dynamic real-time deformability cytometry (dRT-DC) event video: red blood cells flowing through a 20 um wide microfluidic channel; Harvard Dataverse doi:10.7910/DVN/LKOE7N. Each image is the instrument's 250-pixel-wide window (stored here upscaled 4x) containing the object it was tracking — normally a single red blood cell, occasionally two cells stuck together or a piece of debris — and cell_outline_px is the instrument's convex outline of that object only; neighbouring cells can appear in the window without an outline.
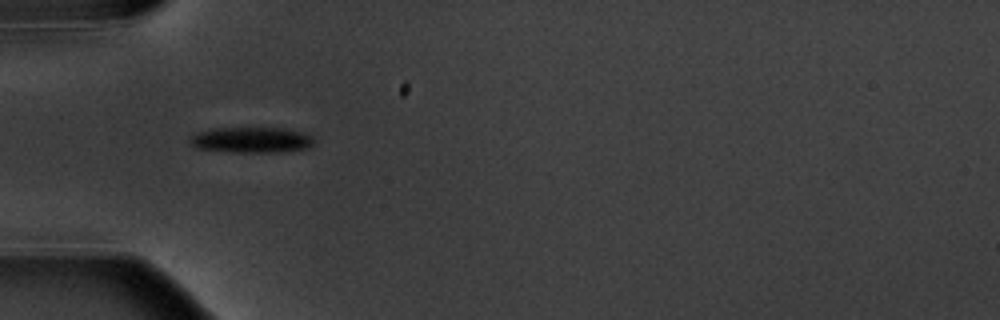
{"species": "common noctule bat (a hibernating species)", "species_latin": "Nyctalus noctula", "temperature_condition": "warm", "stored_images_in_passage": 9, "camera_frame_rate_fps": 3000, "um_per_image_px": 0.085, "animal": {"sex": "male", "body_mass_g": 20.1, "forearm_length_mm": 53.5}, "frame": {"image": 1, "passage_image": 6, "time_ms": 5.667, "image_size_px": [1000, 320], "cell_outline_px": [[312, 144], [308, 148], [280, 152], [232, 152], [196, 148], [188, 144], [188, 140], [192, 136], [200, 132], [212, 128], [280, 128], [300, 132], [312, 136]], "centroid_in_image_um": [21.32, 11.9], "position_along_channel_um": 63.7, "area_um2": 18.44}}